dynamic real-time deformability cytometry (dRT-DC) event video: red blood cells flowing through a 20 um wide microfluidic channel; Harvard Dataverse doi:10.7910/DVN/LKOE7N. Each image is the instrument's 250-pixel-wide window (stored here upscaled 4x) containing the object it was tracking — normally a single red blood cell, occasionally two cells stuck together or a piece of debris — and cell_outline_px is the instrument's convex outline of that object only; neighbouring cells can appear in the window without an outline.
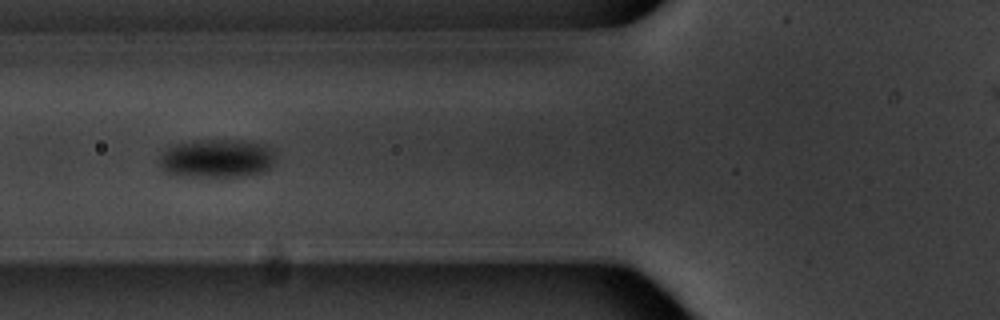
{"species": "common noctule bat (a hibernating species)", "species_latin": "Nyctalus noctula", "temperature_condition": "warm", "stored_images_in_passage": 7, "camera_frame_rate_fps": 3000, "um_per_image_px": 0.085, "animal": {"sex": "male", "body_mass_g": 20.1, "forearm_length_mm": 53.5}, "frame": {"image": 1, "passage_image": 5, "time_ms": 4.667, "image_size_px": [1000, 320], "cell_outline_px": [[276, 152], [272, 164], [264, 172], [244, 176], [176, 176], [168, 172], [156, 160], [168, 148], [176, 144], [196, 140], [240, 140], [264, 144]], "centroid_in_image_um": [18.45, 13.46], "position_along_channel_um": 107.4, "area_um2": 26.07}}
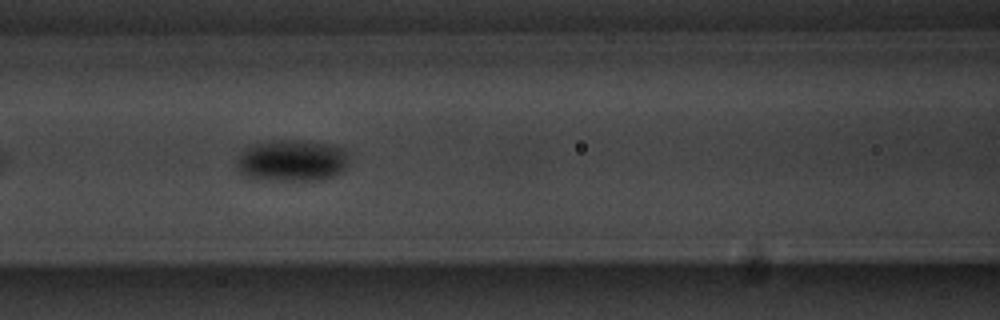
{"frame": {"image": 2, "passage_image": 6, "time_ms": 5.667, "image_size_px": [1000, 320], "cell_outline_px": [[348, 160], [344, 168], [340, 172], [332, 176], [320, 180], [280, 180], [248, 176], [240, 172], [236, 164], [244, 148], [256, 144], [280, 140], [296, 140], [324, 144], [344, 148]], "centroid_in_image_um": [24.83, 13.65], "position_along_channel_um": 141.8, "area_um2": 26.47}}